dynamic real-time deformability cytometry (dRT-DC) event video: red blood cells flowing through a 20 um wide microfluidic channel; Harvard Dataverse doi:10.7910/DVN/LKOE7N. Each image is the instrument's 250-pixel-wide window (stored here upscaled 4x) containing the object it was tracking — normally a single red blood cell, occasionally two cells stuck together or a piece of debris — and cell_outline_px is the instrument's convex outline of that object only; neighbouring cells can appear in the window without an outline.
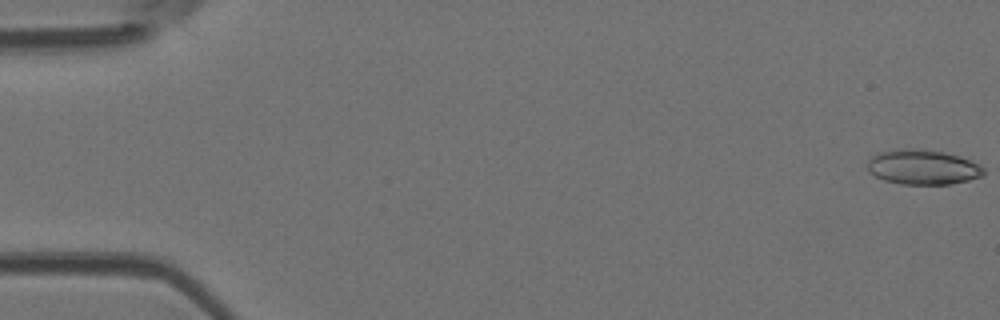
{"species": "Egyptian fruit bat (a non-hibernating species)", "species_latin": "Rousettus aegyptiacus", "temperature_condition": "room temperature", "stored_images_in_passage": 13, "camera_frame_rate_fps": 3000, "um_per_image_px": 0.085, "animal": {"sex": "female"}, "frame": {"image": 1, "passage_image": 1, "time_ms": 0.0, "image_size_px": [1000, 320], "cell_outline_px": [[984, 176], [952, 184], [900, 184], [884, 180], [868, 172], [868, 160], [872, 156], [880, 152], [896, 148], [920, 148], [944, 152], [968, 160], [984, 168]], "centroid_in_image_um": [78.4, 14.2], "position_along_channel_um": 6.6, "area_um2": 23.64}}